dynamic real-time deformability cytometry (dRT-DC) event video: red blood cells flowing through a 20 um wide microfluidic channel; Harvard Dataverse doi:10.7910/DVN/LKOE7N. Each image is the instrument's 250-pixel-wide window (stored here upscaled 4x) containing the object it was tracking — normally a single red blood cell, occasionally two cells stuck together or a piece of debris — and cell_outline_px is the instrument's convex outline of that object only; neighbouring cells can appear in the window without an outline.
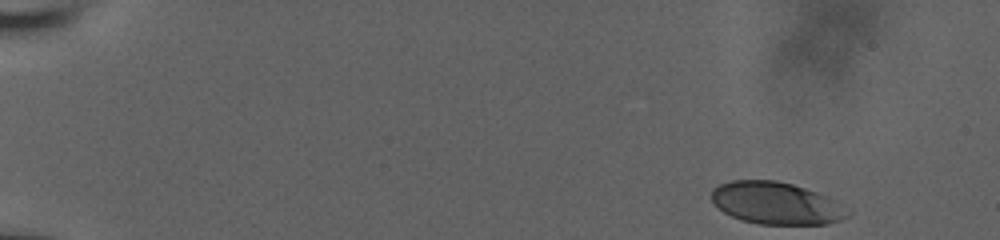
{"species": "human", "species_latin": "Homo sapiens", "temperature_condition": "room temperature", "stored_images_in_passage": 47, "camera_frame_rate_fps": 3000, "um_per_image_px": 0.085, "donor": {"sex": "male"}, "frame": {"image": 1, "passage_image": 1, "time_ms": 0.0, "image_size_px": [1000, 240], "cell_outline_px": [[852, 212], [848, 216], [840, 220], [828, 224], [760, 224], [744, 220], [732, 216], [724, 212], [712, 200], [712, 188], [720, 184], [732, 180], [776, 180], [792, 184], [816, 192], [832, 200]], "centroid_in_image_um": [65.97, 17.27], "position_along_channel_um": 19.0, "area_um2": 33.06}}
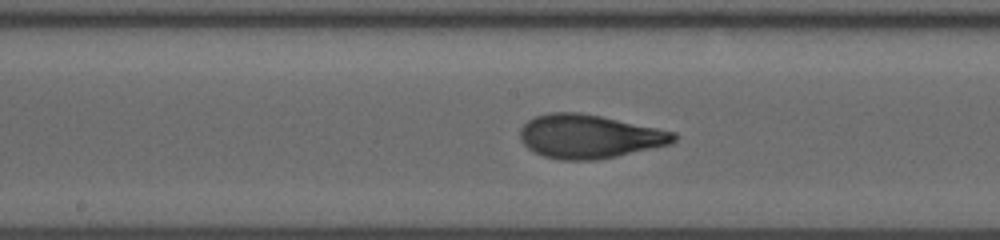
{"frame": {"image": 2, "passage_image": 27, "time_ms": 8.667, "image_size_px": [1000, 240], "cell_outline_px": [[676, 140], [672, 144], [616, 156], [596, 160], [560, 160], [544, 156], [528, 148], [520, 140], [520, 128], [528, 120], [536, 116], [548, 112], [580, 112], [600, 116], [676, 132]], "centroid_in_image_um": [50.08, 11.59], "position_along_channel_um": 198.1, "area_um2": 39.07}}
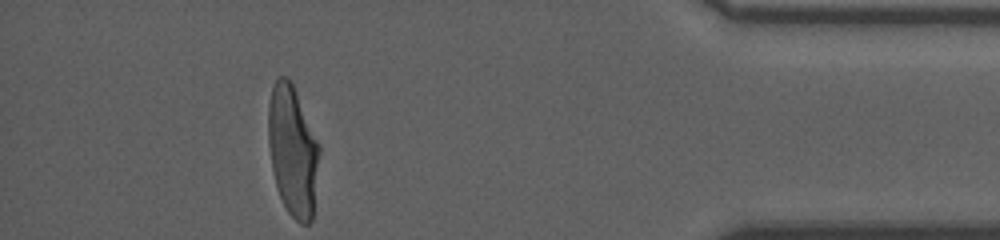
{"frame": {"image": 3, "passage_image": 47, "time_ms": 15.333, "image_size_px": [1000, 240], "cell_outline_px": [[320, 148], [312, 220], [308, 224], [300, 224], [288, 212], [276, 188], [272, 168], [268, 144], [268, 104], [272, 84], [280, 76], [288, 76], [296, 92]], "centroid_in_image_um": [24.86, 12.82], "position_along_channel_um": 410.3, "area_um2": 38.49}, "authors_computed_cell_mechanics": {"area_um2": 37.57, "velocity_mm_per_s": 3.8262, "shape_relaxation_time_tau1_ms": 4.8003, "shape_relaxation_time_tau2_ms": 0.887, "deformation_change_tau1": 0.2166, "deformation_change_tau2": 0.0764}}